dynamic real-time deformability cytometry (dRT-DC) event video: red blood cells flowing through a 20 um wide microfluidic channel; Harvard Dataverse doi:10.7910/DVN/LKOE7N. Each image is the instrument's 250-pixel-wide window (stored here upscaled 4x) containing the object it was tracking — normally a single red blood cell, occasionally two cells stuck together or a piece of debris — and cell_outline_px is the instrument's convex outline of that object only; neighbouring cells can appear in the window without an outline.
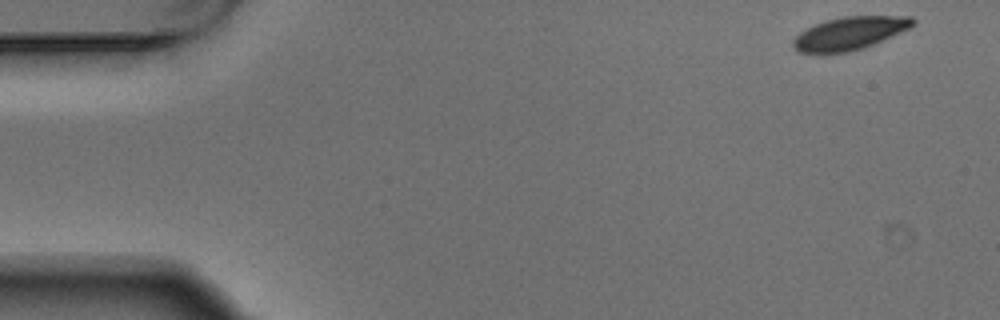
{"species": "Egyptian fruit bat (a non-hibernating species)", "species_latin": "Rousettus aegyptiacus", "temperature_condition": "warm", "stored_images_in_passage": 5, "camera_frame_rate_fps": 3000, "um_per_image_px": 0.085, "animal": {"sex": "male"}, "frame": {"image": 1, "passage_image": 1, "time_ms": 0.0, "image_size_px": [1000, 320], "cell_outline_px": [[916, 20], [908, 28], [864, 48], [848, 52], [800, 52], [792, 44], [792, 40], [800, 32], [816, 24], [828, 20], [844, 16], [912, 16]], "centroid_in_image_um": [72.22, 2.82], "position_along_channel_um": 12.8, "area_um2": 22.37}}
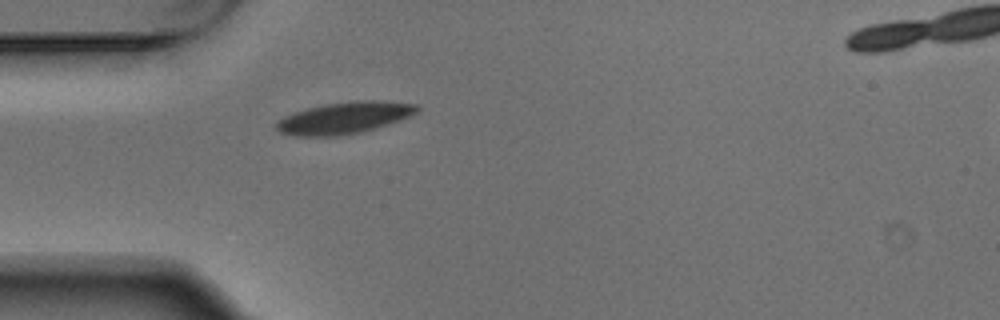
{"frame": {"image": 2, "passage_image": 4, "time_ms": 1.0, "image_size_px": [1000, 320], "cell_outline_px": [[420, 108], [416, 112], [400, 120], [388, 124], [360, 132], [340, 136], [296, 136], [280, 132], [276, 128], [276, 124], [284, 116], [308, 108], [324, 104], [352, 100], [380, 100], [416, 104]], "centroid_in_image_um": [29.28, 10.01], "position_along_channel_um": 55.7, "area_um2": 25.84}}